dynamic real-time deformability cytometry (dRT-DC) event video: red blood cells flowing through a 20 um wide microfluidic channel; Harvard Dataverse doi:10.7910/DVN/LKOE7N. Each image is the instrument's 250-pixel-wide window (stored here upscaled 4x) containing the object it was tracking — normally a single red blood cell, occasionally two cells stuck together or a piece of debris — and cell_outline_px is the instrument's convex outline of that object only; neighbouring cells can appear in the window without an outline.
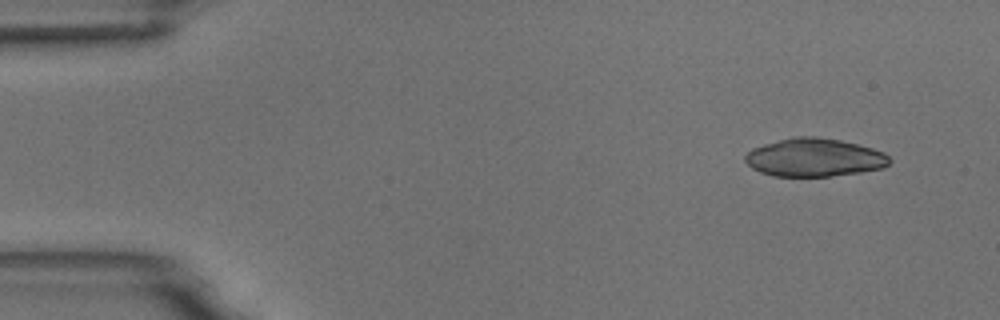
{"species": "common noctule bat (a hibernating species)", "species_latin": "Nyctalus noctula", "temperature_condition": "room temperature", "stored_images_in_passage": 4, "camera_frame_rate_fps": 3000, "um_per_image_px": 0.085, "animal": {"sex": "male", "body_mass_g": 18.8}, "frame": {"image": 1, "passage_image": 1, "time_ms": 0.0, "image_size_px": [1000, 320], "cell_outline_px": [[892, 160], [884, 168], [860, 172], [828, 176], [772, 176], [760, 172], [752, 168], [744, 160], [744, 156], [752, 148], [764, 144], [796, 136], [816, 136], [840, 140], [872, 148], [884, 152]], "centroid_in_image_um": [69.22, 13.39], "position_along_channel_um": 15.8, "area_um2": 32.08}}